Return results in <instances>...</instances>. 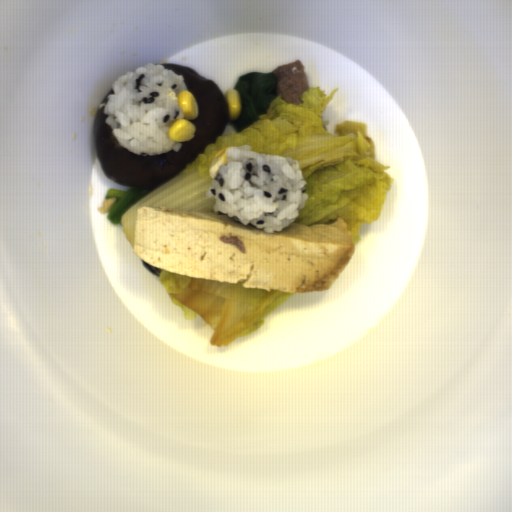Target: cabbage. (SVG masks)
Returning <instances> with one entry per match:
<instances>
[{
    "mask_svg": "<svg viewBox=\"0 0 512 512\" xmlns=\"http://www.w3.org/2000/svg\"><path fill=\"white\" fill-rule=\"evenodd\" d=\"M340 88L327 95L319 87L302 92L303 104L277 96L265 114L237 133L217 137L185 170L145 194L120 216L125 236L135 249L138 209L141 206L171 207L178 211L214 212L215 196L207 197L214 178L210 166L218 151L226 147L249 146L252 152L295 159L306 181L308 199L293 223L327 225L343 219L355 247L362 225L378 222L393 177L392 168L375 156L376 142L367 126L357 121L341 122L328 133L330 121L322 114ZM223 214V213H222Z\"/></svg>",
    "mask_w": 512,
    "mask_h": 512,
    "instance_id": "4295e07d",
    "label": "cabbage"
},
{
    "mask_svg": "<svg viewBox=\"0 0 512 512\" xmlns=\"http://www.w3.org/2000/svg\"><path fill=\"white\" fill-rule=\"evenodd\" d=\"M159 281L186 320L199 317L213 329L212 346L225 347L264 326L265 319L296 293L243 288L162 270Z\"/></svg>",
    "mask_w": 512,
    "mask_h": 512,
    "instance_id": "f4c42f77",
    "label": "cabbage"
}]
</instances>
